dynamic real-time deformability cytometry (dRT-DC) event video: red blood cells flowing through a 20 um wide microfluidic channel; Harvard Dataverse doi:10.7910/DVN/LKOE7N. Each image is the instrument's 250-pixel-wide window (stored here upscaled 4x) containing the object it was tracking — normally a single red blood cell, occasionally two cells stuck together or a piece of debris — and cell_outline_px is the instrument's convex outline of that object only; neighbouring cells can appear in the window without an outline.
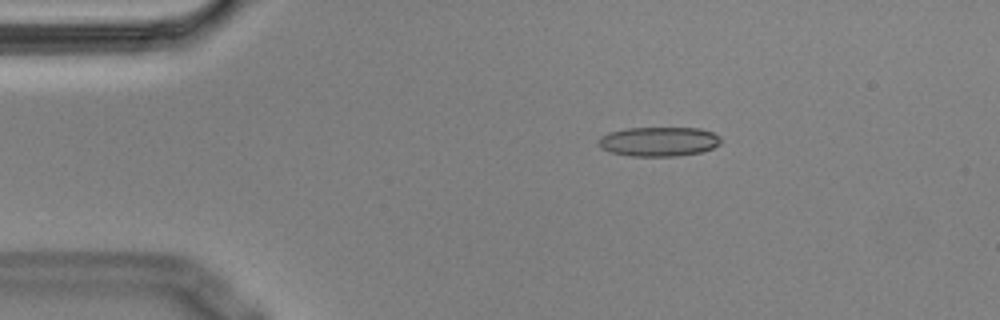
{"species": "Egyptian fruit bat (a non-hibernating species)", "species_latin": "Rousettus aegyptiacus", "temperature_condition": "cold", "stored_images_in_passage": 46, "camera_frame_rate_fps": 3000, "um_per_image_px": 0.085, "animal": {"sex": "male"}, "frame": {"image": 1, "passage_image": 1, "time_ms": 0.0, "image_size_px": [1000, 320], "cell_outline_px": [[720, 144], [712, 148], [700, 152], [676, 156], [632, 156], [608, 152], [600, 148], [596, 144], [596, 140], [600, 136], [608, 132], [628, 128], [700, 128], [712, 132], [720, 136]], "centroid_in_image_um": [55.93, 12.03], "position_along_channel_um": 29.1, "area_um2": 21.21}}
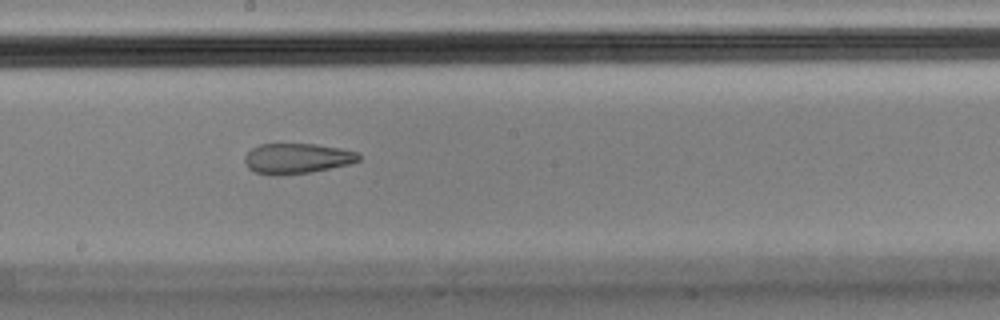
{"frame": {"image": 2, "passage_image": 21, "time_ms": 6.667, "image_size_px": [1000, 320], "cell_outline_px": [[360, 160], [348, 164], [308, 172], [280, 176], [272, 176], [256, 172], [248, 168], [244, 160], [244, 156], [252, 148], [260, 144], [316, 144], [340, 148], [356, 152], [360, 156]], "centroid_in_image_um": [25.2, 13.47], "position_along_channel_um": 223.0, "area_um2": 20.06}}
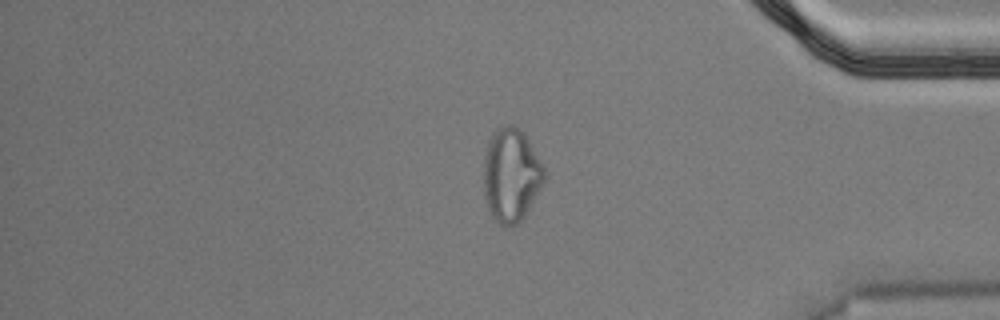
{"frame": {"image": 3, "passage_image": 37, "time_ms": 12.0, "image_size_px": [1000, 320], "cell_outline_px": [[544, 180], [540, 188], [524, 216], [516, 224], [496, 224], [492, 220], [488, 212], [484, 192], [484, 148], [492, 132], [496, 128], [504, 124], [512, 124], [524, 132], [544, 168]], "centroid_in_image_um": [43.39, 14.84], "position_along_channel_um": 391.8, "area_um2": 33.18}, "authors_computed_cell_mechanics": {"area_um2": 21.6172, "velocity_mm_per_s": 3.6339, "shape_relaxation_time_tau1_ms": null, "shape_relaxation_time_tau2_ms": 1.7911, "deformation_change_tau1": null, "deformation_change_tau2": 0.0929}}